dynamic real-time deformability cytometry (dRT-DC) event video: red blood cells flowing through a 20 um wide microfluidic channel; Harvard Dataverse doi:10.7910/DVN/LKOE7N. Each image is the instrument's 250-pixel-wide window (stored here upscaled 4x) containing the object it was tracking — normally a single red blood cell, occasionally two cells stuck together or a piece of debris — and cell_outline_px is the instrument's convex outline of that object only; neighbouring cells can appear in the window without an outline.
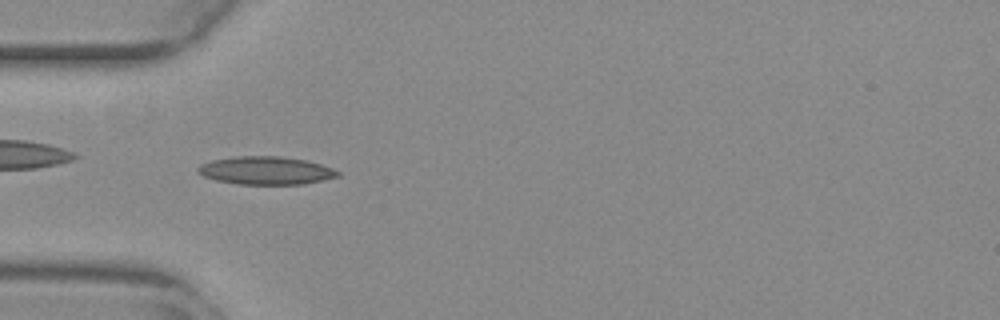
{"species": "common noctule bat (a hibernating species)", "species_latin": "Nyctalus noctula", "temperature_condition": "warm", "stored_images_in_passage": 40, "camera_frame_rate_fps": 3000, "um_per_image_px": 0.085, "animal": {"sex": "female", "body_mass_g": 29.2, "forearm_length_mm": 56.3}, "frame": {"image": 1, "passage_image": 4, "time_ms": 1.0, "image_size_px": [1000, 320], "cell_outline_px": [[340, 176], [304, 184], [236, 184], [216, 180], [204, 176], [196, 172], [196, 168], [200, 164], [212, 160], [240, 156], [280, 156], [308, 160], [332, 168], [340, 172]], "centroid_in_image_um": [22.59, 14.49], "position_along_channel_um": 62.4, "area_um2": 22.89}}
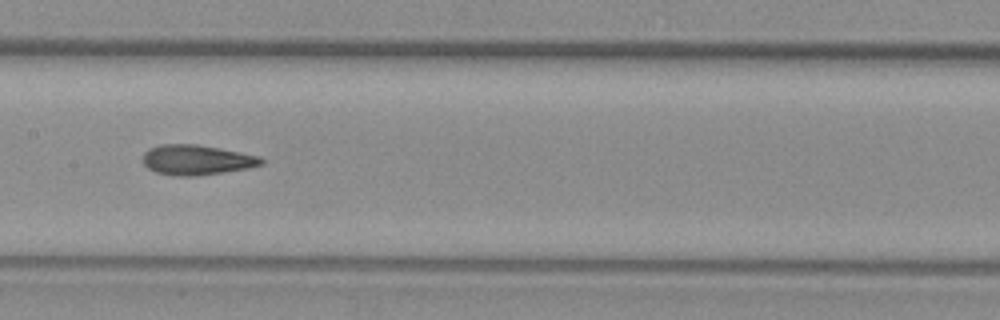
{"frame": {"image": 2, "passage_image": 14, "time_ms": 4.333, "image_size_px": [1000, 320], "cell_outline_px": [[264, 164], [248, 168], [224, 172], [196, 176], [172, 176], [156, 172], [148, 168], [144, 164], [144, 152], [148, 148], [160, 144], [196, 144], [220, 148], [260, 156], [264, 160]], "centroid_in_image_um": [16.72, 13.59], "position_along_channel_um": 190.7, "area_um2": 20.87}}
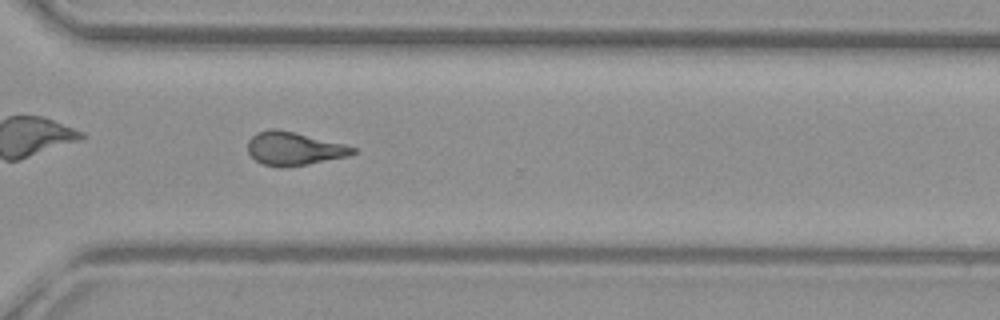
{"frame": {"image": 3, "passage_image": 26, "time_ms": 8.333, "image_size_px": [1000, 320], "cell_outline_px": [[356, 152], [348, 156], [308, 164], [280, 168], [260, 164], [248, 152], [248, 140], [256, 132], [272, 128], [276, 128], [296, 132], [344, 144], [356, 148]], "centroid_in_image_um": [24.96, 12.63], "position_along_channel_um": 345.6, "area_um2": 20.52}, "authors_computed_cell_mechanics": {"area_um2": 20.519, "velocity_mm_per_s": 3.8842, "shape_relaxation_time_tau1_ms": 10.847, "shape_relaxation_time_tau2_ms": 2.4231, "deformation_change_tau1": 0.2956, "deformation_change_tau2": 0.1166}}